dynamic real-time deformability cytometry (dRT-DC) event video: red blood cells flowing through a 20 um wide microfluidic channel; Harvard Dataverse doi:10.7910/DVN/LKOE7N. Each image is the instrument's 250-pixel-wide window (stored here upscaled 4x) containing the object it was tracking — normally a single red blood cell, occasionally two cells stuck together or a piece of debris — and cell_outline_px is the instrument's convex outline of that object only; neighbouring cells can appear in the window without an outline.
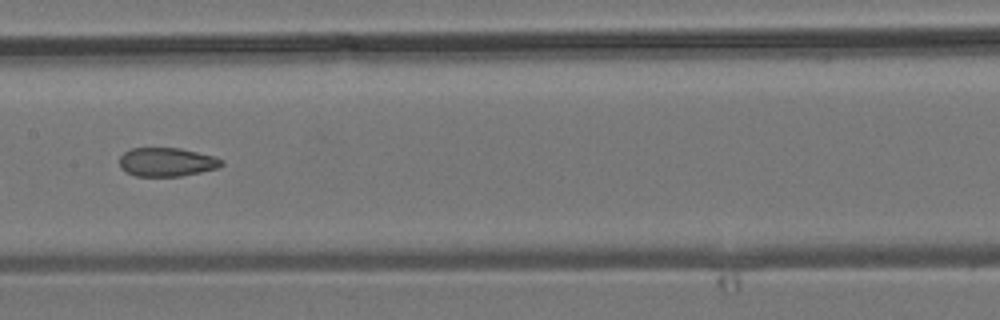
{"species": "common noctule bat (a hibernating species)", "species_latin": "Nyctalus noctula", "temperature_condition": "room temperature", "stored_images_in_passage": 9, "camera_frame_rate_fps": 3000, "um_per_image_px": 0.085, "animal": {"sex": "male", "body_mass_g": 19.2, "forearm_length_mm": 51.8}, "frame": {"image": 1, "passage_image": 8, "time_ms": 7.667, "image_size_px": [1000, 320], "cell_outline_px": [[224, 164], [216, 168], [200, 172], [180, 176], [136, 176], [120, 168], [120, 156], [124, 152], [132, 148], [180, 148], [216, 156], [224, 160]], "centroid_in_image_um": [14.2, 13.76], "position_along_channel_um": 193.2, "area_um2": 17.11}}
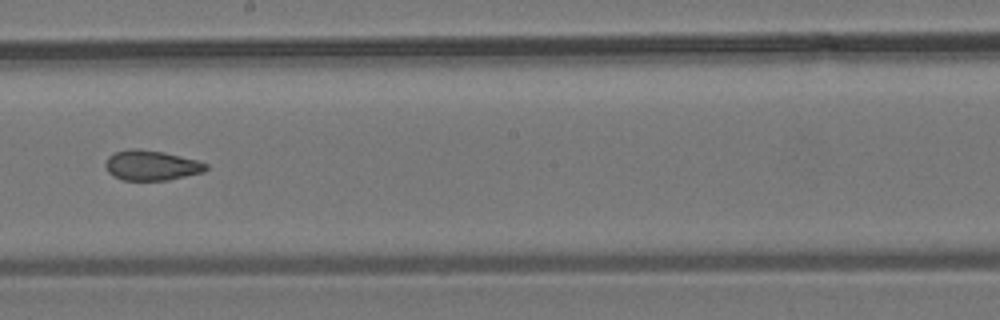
{"frame": {"image": 2, "passage_image": 9, "time_ms": 8.667, "image_size_px": [1000, 320], "cell_outline_px": [[208, 168], [204, 172], [168, 180], [124, 180], [112, 176], [108, 172], [104, 164], [108, 156], [116, 152], [128, 148], [140, 148], [164, 152], [196, 160], [208, 164]], "centroid_in_image_um": [12.85, 14.05], "position_along_channel_um": 235.4, "area_um2": 17.74}}